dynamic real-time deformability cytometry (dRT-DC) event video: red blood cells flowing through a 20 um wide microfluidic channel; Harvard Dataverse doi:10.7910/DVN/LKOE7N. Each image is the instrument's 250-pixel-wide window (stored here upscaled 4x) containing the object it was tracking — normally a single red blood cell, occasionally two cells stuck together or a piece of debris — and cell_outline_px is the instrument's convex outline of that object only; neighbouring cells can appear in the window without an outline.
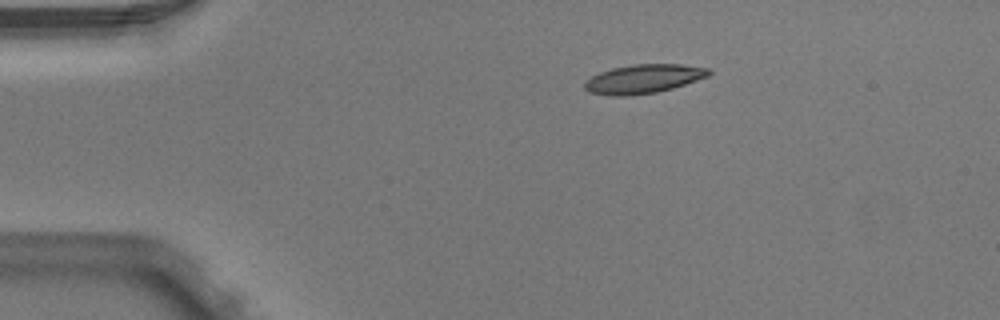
{"species": "Egyptian fruit bat (a non-hibernating species)", "species_latin": "Rousettus aegyptiacus", "temperature_condition": "warm", "stored_images_in_passage": 5, "camera_frame_rate_fps": 3000, "um_per_image_px": 0.085, "animal": {"sex": "male"}, "frame": {"image": 1, "passage_image": 1, "time_ms": 0.0, "image_size_px": [1000, 320], "cell_outline_px": [[712, 72], [708, 76], [672, 88], [656, 92], [628, 96], [608, 96], [588, 92], [584, 88], [584, 84], [592, 76], [600, 72], [612, 68], [632, 64], [680, 64], [708, 68]], "centroid_in_image_um": [54.67, 6.71], "position_along_channel_um": 30.3, "area_um2": 20.87}}
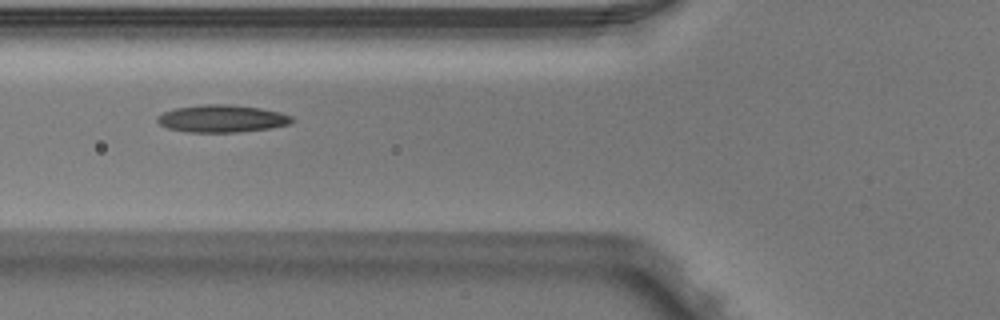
{"frame": {"image": 2, "passage_image": 4, "time_ms": 1.0, "image_size_px": [1000, 320], "cell_outline_px": [[296, 120], [292, 124], [272, 128], [240, 132], [188, 132], [168, 128], [160, 124], [156, 120], [164, 112], [176, 108], [200, 104], [232, 104], [260, 108], [280, 112], [292, 116]], "centroid_in_image_um": [18.94, 10.08], "position_along_channel_um": 106.9, "area_um2": 21.68}}
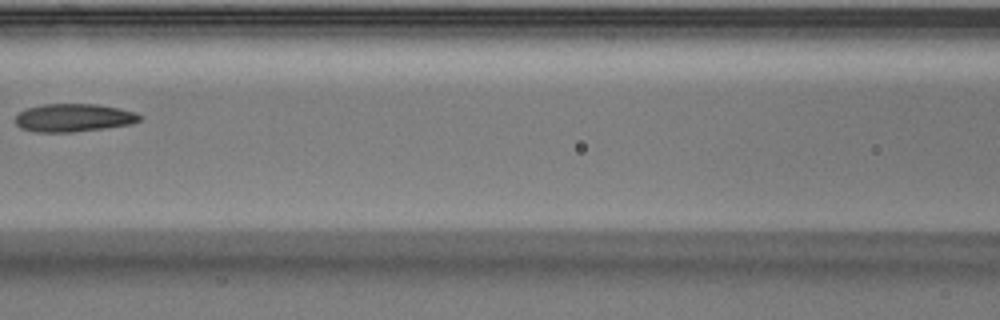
{"frame": {"image": 3, "passage_image": 5, "time_ms": 1.333, "image_size_px": [1000, 320], "cell_outline_px": [[140, 120], [132, 124], [104, 128], [72, 132], [36, 132], [20, 128], [16, 124], [16, 116], [24, 108], [44, 104], [96, 104], [120, 108], [136, 112], [140, 116]], "centroid_in_image_um": [6.24, 10.0], "position_along_channel_um": 160.4, "area_um2": 20.35}}